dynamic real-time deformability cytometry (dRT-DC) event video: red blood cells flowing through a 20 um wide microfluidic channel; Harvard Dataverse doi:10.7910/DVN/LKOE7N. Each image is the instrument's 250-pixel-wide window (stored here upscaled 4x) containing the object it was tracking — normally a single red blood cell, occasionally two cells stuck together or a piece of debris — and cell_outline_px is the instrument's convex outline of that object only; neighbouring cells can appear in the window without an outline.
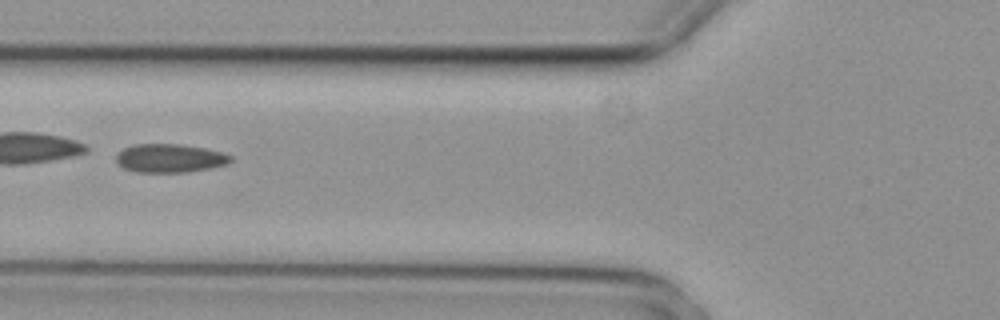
{"species": "common noctule bat (a hibernating species)", "species_latin": "Nyctalus noctula", "temperature_condition": "cold", "stored_images_in_passage": 9, "camera_frame_rate_fps": 3000, "um_per_image_px": 0.085, "animal": {"sex": "female", "body_mass_g": 29.2, "forearm_length_mm": 56.3}, "frame": {"image": 1, "passage_image": 6, "time_ms": 1.667, "image_size_px": [1000, 320], "cell_outline_px": [[232, 160], [228, 164], [212, 168], [184, 172], [136, 172], [124, 168], [116, 160], [116, 156], [124, 148], [132, 144], [180, 144], [204, 148], [220, 152], [232, 156]], "centroid_in_image_um": [14.45, 13.45], "position_along_channel_um": 111.4, "area_um2": 18.96}}
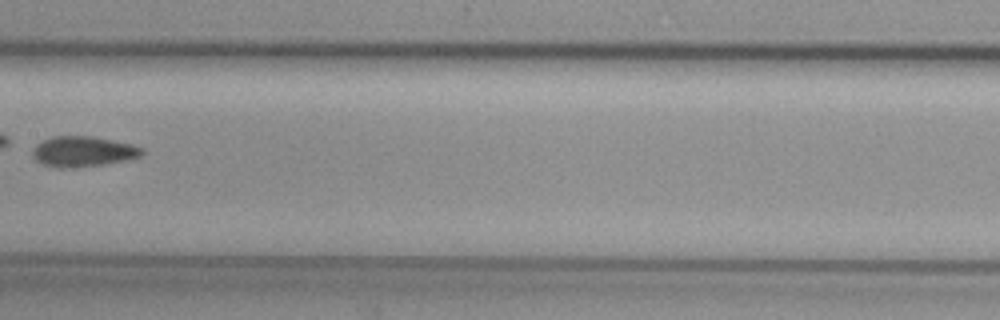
{"frame": {"image": 2, "passage_image": 8, "time_ms": 2.333, "image_size_px": [1000, 320], "cell_outline_px": [[144, 152], [140, 156], [124, 160], [104, 164], [64, 168], [56, 168], [44, 164], [36, 160], [32, 156], [32, 152], [36, 144], [52, 136], [92, 136], [132, 144], [144, 148]], "centroid_in_image_um": [7.05, 12.87], "position_along_channel_um": 200.4, "area_um2": 19.25}}